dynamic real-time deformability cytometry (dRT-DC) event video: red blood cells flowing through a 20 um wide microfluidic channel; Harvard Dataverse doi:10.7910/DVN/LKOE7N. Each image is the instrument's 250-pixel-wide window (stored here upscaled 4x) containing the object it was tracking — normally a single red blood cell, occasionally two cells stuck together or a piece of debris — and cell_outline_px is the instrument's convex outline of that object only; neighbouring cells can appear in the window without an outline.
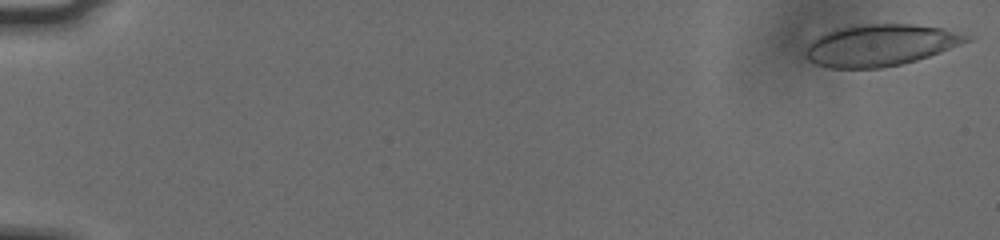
{"species": "human", "species_latin": "Homo sapiens", "temperature_condition": "cold", "stored_images_in_passage": 55, "camera_frame_rate_fps": 3000, "um_per_image_px": 0.085, "donor": {"sex": "male"}, "frame": {"image": 1, "passage_image": 1, "time_ms": 0.0, "image_size_px": [1000, 240], "cell_outline_px": [[972, 40], [940, 52], [916, 60], [900, 64], [880, 68], [828, 68], [816, 64], [808, 60], [804, 56], [808, 44], [812, 40], [836, 28], [856, 24], [912, 24], [944, 28], [972, 36]], "centroid_in_image_um": [74.83, 3.83], "position_along_channel_um": 10.2, "area_um2": 39.07}}
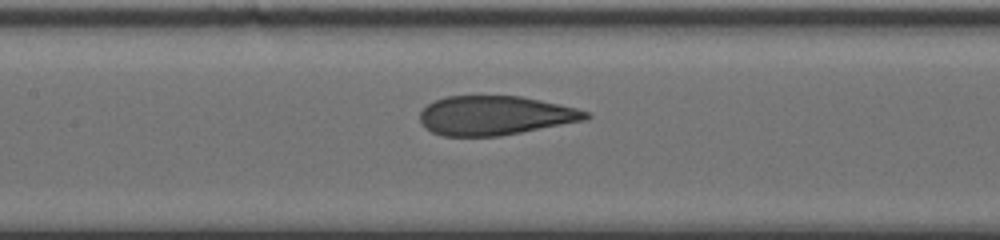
{"frame": {"image": 2, "passage_image": 28, "time_ms": 9.0, "image_size_px": [1000, 240], "cell_outline_px": [[592, 116], [584, 120], [500, 136], [444, 136], [432, 132], [420, 124], [420, 112], [428, 104], [436, 100], [448, 96], [520, 96], [540, 100], [576, 108], [588, 112]], "centroid_in_image_um": [42.05, 9.82], "position_along_channel_um": 165.3, "area_um2": 37.63}}
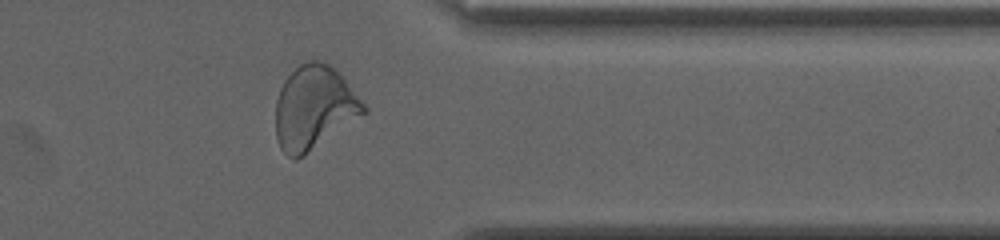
{"frame": {"image": 3, "passage_image": 46, "time_ms": 15.0, "image_size_px": [1000, 240], "cell_outline_px": [[368, 112], [304, 156], [296, 160], [292, 160], [280, 148], [276, 136], [276, 100], [280, 88], [284, 80], [300, 64], [308, 60], [320, 60], [328, 64], [344, 76], [368, 108]], "centroid_in_image_um": [26.72, 9.16], "position_along_channel_um": 384.7, "area_um2": 43.29}}